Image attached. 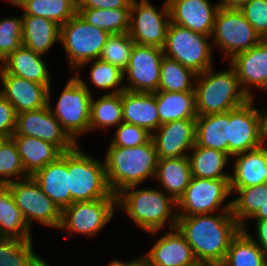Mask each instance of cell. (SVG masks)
I'll return each instance as SVG.
<instances>
[{"instance_id": "44dd1931", "label": "cell", "mask_w": 267, "mask_h": 266, "mask_svg": "<svg viewBox=\"0 0 267 266\" xmlns=\"http://www.w3.org/2000/svg\"><path fill=\"white\" fill-rule=\"evenodd\" d=\"M230 61L241 89L250 99H253L248 89L250 85L267 90V39L235 55Z\"/></svg>"}, {"instance_id": "30bf717a", "label": "cell", "mask_w": 267, "mask_h": 266, "mask_svg": "<svg viewBox=\"0 0 267 266\" xmlns=\"http://www.w3.org/2000/svg\"><path fill=\"white\" fill-rule=\"evenodd\" d=\"M6 186L10 189L16 206L21 210L29 227L32 220L44 226L60 227L62 211L44 194L32 176L26 177L23 181L14 180Z\"/></svg>"}, {"instance_id": "3957f363", "label": "cell", "mask_w": 267, "mask_h": 266, "mask_svg": "<svg viewBox=\"0 0 267 266\" xmlns=\"http://www.w3.org/2000/svg\"><path fill=\"white\" fill-rule=\"evenodd\" d=\"M211 69L196 76L200 79L194 88L197 116L226 113L250 99L241 89L232 66L229 70L213 74Z\"/></svg>"}, {"instance_id": "8d00e7d4", "label": "cell", "mask_w": 267, "mask_h": 266, "mask_svg": "<svg viewBox=\"0 0 267 266\" xmlns=\"http://www.w3.org/2000/svg\"><path fill=\"white\" fill-rule=\"evenodd\" d=\"M237 190L239 196L232 202V215L241 228H244V219L253 218L258 210L267 202V183L246 188H230Z\"/></svg>"}, {"instance_id": "4dcf8cb0", "label": "cell", "mask_w": 267, "mask_h": 266, "mask_svg": "<svg viewBox=\"0 0 267 266\" xmlns=\"http://www.w3.org/2000/svg\"><path fill=\"white\" fill-rule=\"evenodd\" d=\"M0 237L32 240L30 227L6 185H0Z\"/></svg>"}, {"instance_id": "f546056e", "label": "cell", "mask_w": 267, "mask_h": 266, "mask_svg": "<svg viewBox=\"0 0 267 266\" xmlns=\"http://www.w3.org/2000/svg\"><path fill=\"white\" fill-rule=\"evenodd\" d=\"M155 97L159 126L172 121L197 118L194 91H157Z\"/></svg>"}, {"instance_id": "ab89813d", "label": "cell", "mask_w": 267, "mask_h": 266, "mask_svg": "<svg viewBox=\"0 0 267 266\" xmlns=\"http://www.w3.org/2000/svg\"><path fill=\"white\" fill-rule=\"evenodd\" d=\"M134 44L129 33L111 34L106 40L99 59L113 64L124 72Z\"/></svg>"}, {"instance_id": "d6986e66", "label": "cell", "mask_w": 267, "mask_h": 266, "mask_svg": "<svg viewBox=\"0 0 267 266\" xmlns=\"http://www.w3.org/2000/svg\"><path fill=\"white\" fill-rule=\"evenodd\" d=\"M172 214L171 232L160 238L144 256L149 266H192L198 261L184 236L176 228Z\"/></svg>"}, {"instance_id": "f907efd6", "label": "cell", "mask_w": 267, "mask_h": 266, "mask_svg": "<svg viewBox=\"0 0 267 266\" xmlns=\"http://www.w3.org/2000/svg\"><path fill=\"white\" fill-rule=\"evenodd\" d=\"M220 6L224 8H237L239 9L243 4L249 2L250 0H221Z\"/></svg>"}, {"instance_id": "d6a6232c", "label": "cell", "mask_w": 267, "mask_h": 266, "mask_svg": "<svg viewBox=\"0 0 267 266\" xmlns=\"http://www.w3.org/2000/svg\"><path fill=\"white\" fill-rule=\"evenodd\" d=\"M191 156H188L192 176L205 179H230L223 168L228 162L229 155L223 151L194 145Z\"/></svg>"}, {"instance_id": "4fadbf2b", "label": "cell", "mask_w": 267, "mask_h": 266, "mask_svg": "<svg viewBox=\"0 0 267 266\" xmlns=\"http://www.w3.org/2000/svg\"><path fill=\"white\" fill-rule=\"evenodd\" d=\"M231 193L230 179H205L192 176L184 194L177 201L183 210L176 216L210 214L217 210Z\"/></svg>"}, {"instance_id": "ffe728a7", "label": "cell", "mask_w": 267, "mask_h": 266, "mask_svg": "<svg viewBox=\"0 0 267 266\" xmlns=\"http://www.w3.org/2000/svg\"><path fill=\"white\" fill-rule=\"evenodd\" d=\"M172 23L211 36L220 4L208 0H167Z\"/></svg>"}, {"instance_id": "f5cc1de1", "label": "cell", "mask_w": 267, "mask_h": 266, "mask_svg": "<svg viewBox=\"0 0 267 266\" xmlns=\"http://www.w3.org/2000/svg\"><path fill=\"white\" fill-rule=\"evenodd\" d=\"M260 114H261L262 132L266 140L267 138V112L266 113L261 112Z\"/></svg>"}, {"instance_id": "cb8c5ba5", "label": "cell", "mask_w": 267, "mask_h": 266, "mask_svg": "<svg viewBox=\"0 0 267 266\" xmlns=\"http://www.w3.org/2000/svg\"><path fill=\"white\" fill-rule=\"evenodd\" d=\"M234 175L230 178V188H246L267 183V148L260 146L234 155Z\"/></svg>"}, {"instance_id": "6da1fadb", "label": "cell", "mask_w": 267, "mask_h": 266, "mask_svg": "<svg viewBox=\"0 0 267 266\" xmlns=\"http://www.w3.org/2000/svg\"><path fill=\"white\" fill-rule=\"evenodd\" d=\"M232 202L222 209V214L177 216L176 228L192 248L198 262L221 265L233 237L241 227L232 215Z\"/></svg>"}, {"instance_id": "e575fe53", "label": "cell", "mask_w": 267, "mask_h": 266, "mask_svg": "<svg viewBox=\"0 0 267 266\" xmlns=\"http://www.w3.org/2000/svg\"><path fill=\"white\" fill-rule=\"evenodd\" d=\"M130 10L123 9H78V14L89 24L111 34L129 32Z\"/></svg>"}, {"instance_id": "7c38bea8", "label": "cell", "mask_w": 267, "mask_h": 266, "mask_svg": "<svg viewBox=\"0 0 267 266\" xmlns=\"http://www.w3.org/2000/svg\"><path fill=\"white\" fill-rule=\"evenodd\" d=\"M117 206V195L107 198L74 202L64 208L61 213V229L86 235H95L110 221Z\"/></svg>"}, {"instance_id": "bcb514c9", "label": "cell", "mask_w": 267, "mask_h": 266, "mask_svg": "<svg viewBox=\"0 0 267 266\" xmlns=\"http://www.w3.org/2000/svg\"><path fill=\"white\" fill-rule=\"evenodd\" d=\"M17 113L14 107L0 94V133L10 138L15 133Z\"/></svg>"}, {"instance_id": "277c9868", "label": "cell", "mask_w": 267, "mask_h": 266, "mask_svg": "<svg viewBox=\"0 0 267 266\" xmlns=\"http://www.w3.org/2000/svg\"><path fill=\"white\" fill-rule=\"evenodd\" d=\"M137 185L124 188L117 194V205L147 232L156 233L165 226L177 202L163 191L156 189H134Z\"/></svg>"}, {"instance_id": "ee69618b", "label": "cell", "mask_w": 267, "mask_h": 266, "mask_svg": "<svg viewBox=\"0 0 267 266\" xmlns=\"http://www.w3.org/2000/svg\"><path fill=\"white\" fill-rule=\"evenodd\" d=\"M152 138V134L146 129L134 124L122 122L116 131L115 138L110 146L136 147L147 143Z\"/></svg>"}, {"instance_id": "7a4b0ae2", "label": "cell", "mask_w": 267, "mask_h": 266, "mask_svg": "<svg viewBox=\"0 0 267 266\" xmlns=\"http://www.w3.org/2000/svg\"><path fill=\"white\" fill-rule=\"evenodd\" d=\"M157 161L152 138L136 147L109 146L104 164L112 193L117 195L126 187L138 185L148 177H155Z\"/></svg>"}, {"instance_id": "9f6ffc18", "label": "cell", "mask_w": 267, "mask_h": 266, "mask_svg": "<svg viewBox=\"0 0 267 266\" xmlns=\"http://www.w3.org/2000/svg\"><path fill=\"white\" fill-rule=\"evenodd\" d=\"M192 266H221V265L209 263V262H197L195 265H192Z\"/></svg>"}, {"instance_id": "c3c4849f", "label": "cell", "mask_w": 267, "mask_h": 266, "mask_svg": "<svg viewBox=\"0 0 267 266\" xmlns=\"http://www.w3.org/2000/svg\"><path fill=\"white\" fill-rule=\"evenodd\" d=\"M257 240L253 239L255 243L262 249V251L267 255V219L257 220Z\"/></svg>"}, {"instance_id": "7bdbcfd3", "label": "cell", "mask_w": 267, "mask_h": 266, "mask_svg": "<svg viewBox=\"0 0 267 266\" xmlns=\"http://www.w3.org/2000/svg\"><path fill=\"white\" fill-rule=\"evenodd\" d=\"M90 79L98 88L111 89L124 80V72L113 64L98 58L91 67Z\"/></svg>"}, {"instance_id": "8992f818", "label": "cell", "mask_w": 267, "mask_h": 266, "mask_svg": "<svg viewBox=\"0 0 267 266\" xmlns=\"http://www.w3.org/2000/svg\"><path fill=\"white\" fill-rule=\"evenodd\" d=\"M110 34L86 22L78 13L61 25L60 42L71 70L98 59Z\"/></svg>"}, {"instance_id": "74e56055", "label": "cell", "mask_w": 267, "mask_h": 266, "mask_svg": "<svg viewBox=\"0 0 267 266\" xmlns=\"http://www.w3.org/2000/svg\"><path fill=\"white\" fill-rule=\"evenodd\" d=\"M194 76L196 77L197 74L193 70L183 66L177 60L163 56L158 91H194L195 85H192L190 80Z\"/></svg>"}, {"instance_id": "52a82bcc", "label": "cell", "mask_w": 267, "mask_h": 266, "mask_svg": "<svg viewBox=\"0 0 267 266\" xmlns=\"http://www.w3.org/2000/svg\"><path fill=\"white\" fill-rule=\"evenodd\" d=\"M208 37L210 36L171 22L168 27L163 54L168 58L177 60L196 74L203 73L212 67L210 54L213 46L207 42Z\"/></svg>"}, {"instance_id": "f6af8a7d", "label": "cell", "mask_w": 267, "mask_h": 266, "mask_svg": "<svg viewBox=\"0 0 267 266\" xmlns=\"http://www.w3.org/2000/svg\"><path fill=\"white\" fill-rule=\"evenodd\" d=\"M239 10L262 40L267 39V0H250Z\"/></svg>"}, {"instance_id": "7dc6e473", "label": "cell", "mask_w": 267, "mask_h": 266, "mask_svg": "<svg viewBox=\"0 0 267 266\" xmlns=\"http://www.w3.org/2000/svg\"><path fill=\"white\" fill-rule=\"evenodd\" d=\"M78 9H123L131 8L132 0H77Z\"/></svg>"}, {"instance_id": "816d5d0a", "label": "cell", "mask_w": 267, "mask_h": 266, "mask_svg": "<svg viewBox=\"0 0 267 266\" xmlns=\"http://www.w3.org/2000/svg\"><path fill=\"white\" fill-rule=\"evenodd\" d=\"M253 217L257 220L267 219V202L258 210V212Z\"/></svg>"}, {"instance_id": "db71d44e", "label": "cell", "mask_w": 267, "mask_h": 266, "mask_svg": "<svg viewBox=\"0 0 267 266\" xmlns=\"http://www.w3.org/2000/svg\"><path fill=\"white\" fill-rule=\"evenodd\" d=\"M10 3L13 5H16L18 7H23L25 4H27L30 0H9Z\"/></svg>"}, {"instance_id": "5b68a950", "label": "cell", "mask_w": 267, "mask_h": 266, "mask_svg": "<svg viewBox=\"0 0 267 266\" xmlns=\"http://www.w3.org/2000/svg\"><path fill=\"white\" fill-rule=\"evenodd\" d=\"M69 191L74 202L93 201L112 194L105 164L83 153L77 145L68 151Z\"/></svg>"}, {"instance_id": "4316f807", "label": "cell", "mask_w": 267, "mask_h": 266, "mask_svg": "<svg viewBox=\"0 0 267 266\" xmlns=\"http://www.w3.org/2000/svg\"><path fill=\"white\" fill-rule=\"evenodd\" d=\"M22 43L34 53L43 55L59 40L61 26L44 17L23 15Z\"/></svg>"}, {"instance_id": "83f0119b", "label": "cell", "mask_w": 267, "mask_h": 266, "mask_svg": "<svg viewBox=\"0 0 267 266\" xmlns=\"http://www.w3.org/2000/svg\"><path fill=\"white\" fill-rule=\"evenodd\" d=\"M195 144L229 155V111L197 116Z\"/></svg>"}, {"instance_id": "9c48e42d", "label": "cell", "mask_w": 267, "mask_h": 266, "mask_svg": "<svg viewBox=\"0 0 267 266\" xmlns=\"http://www.w3.org/2000/svg\"><path fill=\"white\" fill-rule=\"evenodd\" d=\"M215 35V36H214ZM214 42L224 49V55H235L256 46L262 38L237 8H219L212 35Z\"/></svg>"}, {"instance_id": "f35d334b", "label": "cell", "mask_w": 267, "mask_h": 266, "mask_svg": "<svg viewBox=\"0 0 267 266\" xmlns=\"http://www.w3.org/2000/svg\"><path fill=\"white\" fill-rule=\"evenodd\" d=\"M32 244V240L0 237V266H39L42 258Z\"/></svg>"}, {"instance_id": "60d3db41", "label": "cell", "mask_w": 267, "mask_h": 266, "mask_svg": "<svg viewBox=\"0 0 267 266\" xmlns=\"http://www.w3.org/2000/svg\"><path fill=\"white\" fill-rule=\"evenodd\" d=\"M18 173L20 175L23 174L22 176L24 178L28 177L25 173L16 144L12 138H9L0 148V175L4 176V178H0V185H7L13 182L12 176H17Z\"/></svg>"}, {"instance_id": "603a6c76", "label": "cell", "mask_w": 267, "mask_h": 266, "mask_svg": "<svg viewBox=\"0 0 267 266\" xmlns=\"http://www.w3.org/2000/svg\"><path fill=\"white\" fill-rule=\"evenodd\" d=\"M123 122L151 130L159 128L158 107L155 93L122 92Z\"/></svg>"}, {"instance_id": "11a10c76", "label": "cell", "mask_w": 267, "mask_h": 266, "mask_svg": "<svg viewBox=\"0 0 267 266\" xmlns=\"http://www.w3.org/2000/svg\"><path fill=\"white\" fill-rule=\"evenodd\" d=\"M9 136L4 133H0V148L9 140Z\"/></svg>"}, {"instance_id": "836d02e7", "label": "cell", "mask_w": 267, "mask_h": 266, "mask_svg": "<svg viewBox=\"0 0 267 266\" xmlns=\"http://www.w3.org/2000/svg\"><path fill=\"white\" fill-rule=\"evenodd\" d=\"M123 86L116 88L111 93L103 95L94 101L93 96L90 102V129L97 127H108L123 122L122 92Z\"/></svg>"}, {"instance_id": "1f68e13d", "label": "cell", "mask_w": 267, "mask_h": 266, "mask_svg": "<svg viewBox=\"0 0 267 266\" xmlns=\"http://www.w3.org/2000/svg\"><path fill=\"white\" fill-rule=\"evenodd\" d=\"M221 266H267V255L244 227L231 240Z\"/></svg>"}, {"instance_id": "8fae6325", "label": "cell", "mask_w": 267, "mask_h": 266, "mask_svg": "<svg viewBox=\"0 0 267 266\" xmlns=\"http://www.w3.org/2000/svg\"><path fill=\"white\" fill-rule=\"evenodd\" d=\"M170 23L168 1L158 12L147 0H132L128 33L136 44L163 48Z\"/></svg>"}, {"instance_id": "e0dca14e", "label": "cell", "mask_w": 267, "mask_h": 266, "mask_svg": "<svg viewBox=\"0 0 267 266\" xmlns=\"http://www.w3.org/2000/svg\"><path fill=\"white\" fill-rule=\"evenodd\" d=\"M3 89L0 94L14 107L16 113L39 110L48 105L50 87L5 73L0 69Z\"/></svg>"}, {"instance_id": "f1b7e54d", "label": "cell", "mask_w": 267, "mask_h": 266, "mask_svg": "<svg viewBox=\"0 0 267 266\" xmlns=\"http://www.w3.org/2000/svg\"><path fill=\"white\" fill-rule=\"evenodd\" d=\"M155 177L177 202L192 178L188 156L158 159Z\"/></svg>"}, {"instance_id": "b9f144b4", "label": "cell", "mask_w": 267, "mask_h": 266, "mask_svg": "<svg viewBox=\"0 0 267 266\" xmlns=\"http://www.w3.org/2000/svg\"><path fill=\"white\" fill-rule=\"evenodd\" d=\"M22 43V18H9L0 21V61L13 53Z\"/></svg>"}, {"instance_id": "7402d4cb", "label": "cell", "mask_w": 267, "mask_h": 266, "mask_svg": "<svg viewBox=\"0 0 267 266\" xmlns=\"http://www.w3.org/2000/svg\"><path fill=\"white\" fill-rule=\"evenodd\" d=\"M42 191L62 211L71 205L69 191L68 151L54 162L47 164L32 176Z\"/></svg>"}, {"instance_id": "d590c367", "label": "cell", "mask_w": 267, "mask_h": 266, "mask_svg": "<svg viewBox=\"0 0 267 266\" xmlns=\"http://www.w3.org/2000/svg\"><path fill=\"white\" fill-rule=\"evenodd\" d=\"M22 9L23 15L44 17L61 26L77 14L78 1L30 0Z\"/></svg>"}, {"instance_id": "6f0895ef", "label": "cell", "mask_w": 267, "mask_h": 266, "mask_svg": "<svg viewBox=\"0 0 267 266\" xmlns=\"http://www.w3.org/2000/svg\"><path fill=\"white\" fill-rule=\"evenodd\" d=\"M39 266H49V265L42 259Z\"/></svg>"}, {"instance_id": "484cf974", "label": "cell", "mask_w": 267, "mask_h": 266, "mask_svg": "<svg viewBox=\"0 0 267 266\" xmlns=\"http://www.w3.org/2000/svg\"><path fill=\"white\" fill-rule=\"evenodd\" d=\"M41 56L22 45L1 62V69L7 74L51 86L48 70Z\"/></svg>"}, {"instance_id": "ba28073f", "label": "cell", "mask_w": 267, "mask_h": 266, "mask_svg": "<svg viewBox=\"0 0 267 266\" xmlns=\"http://www.w3.org/2000/svg\"><path fill=\"white\" fill-rule=\"evenodd\" d=\"M91 92L83 79L72 77L62 91L52 114L74 141L79 134L90 130Z\"/></svg>"}, {"instance_id": "5bb4252c", "label": "cell", "mask_w": 267, "mask_h": 266, "mask_svg": "<svg viewBox=\"0 0 267 266\" xmlns=\"http://www.w3.org/2000/svg\"><path fill=\"white\" fill-rule=\"evenodd\" d=\"M163 48L134 44L128 66L124 70L129 79L125 90L131 92L155 93L159 90L160 67Z\"/></svg>"}, {"instance_id": "9a60e30c", "label": "cell", "mask_w": 267, "mask_h": 266, "mask_svg": "<svg viewBox=\"0 0 267 266\" xmlns=\"http://www.w3.org/2000/svg\"><path fill=\"white\" fill-rule=\"evenodd\" d=\"M50 102L39 110L17 113L16 129L13 135H27L47 141L62 152L72 150L77 143L63 130L57 118L52 114Z\"/></svg>"}, {"instance_id": "d4e9b609", "label": "cell", "mask_w": 267, "mask_h": 266, "mask_svg": "<svg viewBox=\"0 0 267 266\" xmlns=\"http://www.w3.org/2000/svg\"><path fill=\"white\" fill-rule=\"evenodd\" d=\"M16 144L25 173L33 176L47 164L56 161L62 151L50 142L27 135H12Z\"/></svg>"}, {"instance_id": "2e32d148", "label": "cell", "mask_w": 267, "mask_h": 266, "mask_svg": "<svg viewBox=\"0 0 267 266\" xmlns=\"http://www.w3.org/2000/svg\"><path fill=\"white\" fill-rule=\"evenodd\" d=\"M249 99L244 105L229 111V156L264 145L261 114Z\"/></svg>"}, {"instance_id": "ac0fdd59", "label": "cell", "mask_w": 267, "mask_h": 266, "mask_svg": "<svg viewBox=\"0 0 267 266\" xmlns=\"http://www.w3.org/2000/svg\"><path fill=\"white\" fill-rule=\"evenodd\" d=\"M152 134L157 158H179L188 156L186 149L195 145L196 119H182L162 124Z\"/></svg>"}, {"instance_id": "681fc988", "label": "cell", "mask_w": 267, "mask_h": 266, "mask_svg": "<svg viewBox=\"0 0 267 266\" xmlns=\"http://www.w3.org/2000/svg\"><path fill=\"white\" fill-rule=\"evenodd\" d=\"M108 266H149V265L146 259L143 256H140L138 259H134L130 262L128 261L127 263L114 260Z\"/></svg>"}]
</instances>
